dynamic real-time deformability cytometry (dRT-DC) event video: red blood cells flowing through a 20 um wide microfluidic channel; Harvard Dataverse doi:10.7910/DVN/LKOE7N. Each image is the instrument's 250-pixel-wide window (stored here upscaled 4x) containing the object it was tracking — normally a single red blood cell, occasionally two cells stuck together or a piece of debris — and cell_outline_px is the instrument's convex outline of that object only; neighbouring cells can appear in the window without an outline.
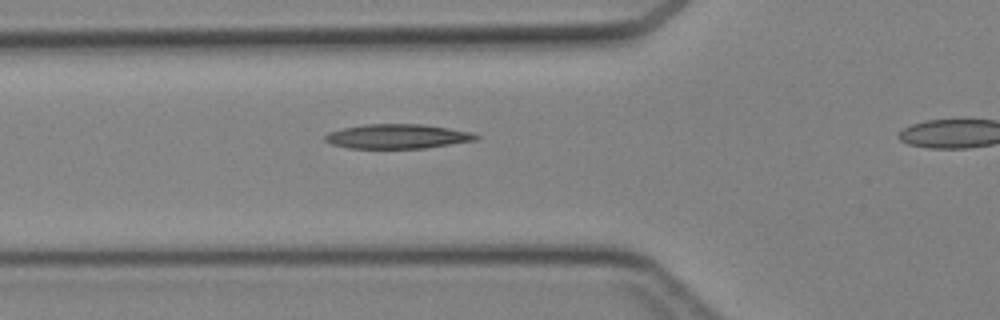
{"species": "Egyptian fruit bat (a non-hibernating species)", "species_latin": "Rousettus aegyptiacus", "temperature_condition": "cold", "stored_images_in_passage": 31, "camera_frame_rate_fps": 3000, "um_per_image_px": 0.085, "animal": {"sex": "female"}, "frame": {"image": 1, "passage_image": 10, "time_ms": 3.0, "image_size_px": [1000, 320], "cell_outline_px": [[480, 136], [476, 140], [424, 148], [348, 148], [332, 144], [324, 140], [324, 136], [328, 132], [344, 128], [364, 124], [424, 124], [472, 132]], "centroid_in_image_um": [33.77, 11.59], "position_along_channel_um": 92.0, "area_um2": 21.44}}
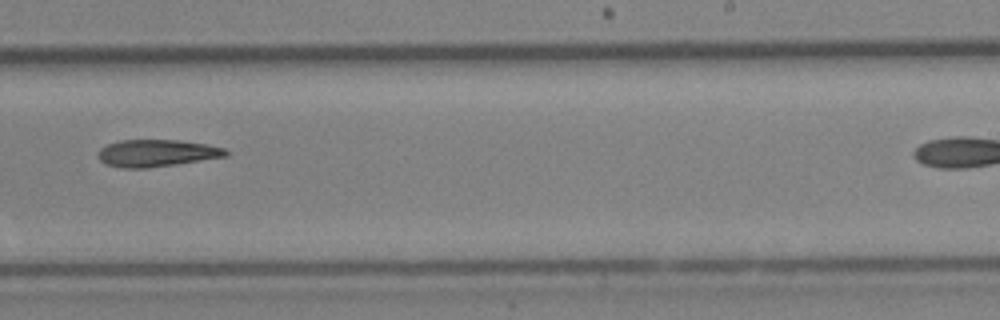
{"frame": {"image": 2, "passage_image": 22, "time_ms": 7.0, "image_size_px": [1000, 320], "cell_outline_px": [[228, 156], [176, 164], [148, 168], [120, 168], [104, 164], [100, 160], [100, 148], [108, 144], [120, 140], [180, 140], [208, 144], [224, 148], [228, 152]], "centroid_in_image_um": [13.34, 13.02], "position_along_channel_um": 275.7, "area_um2": 20.17}}
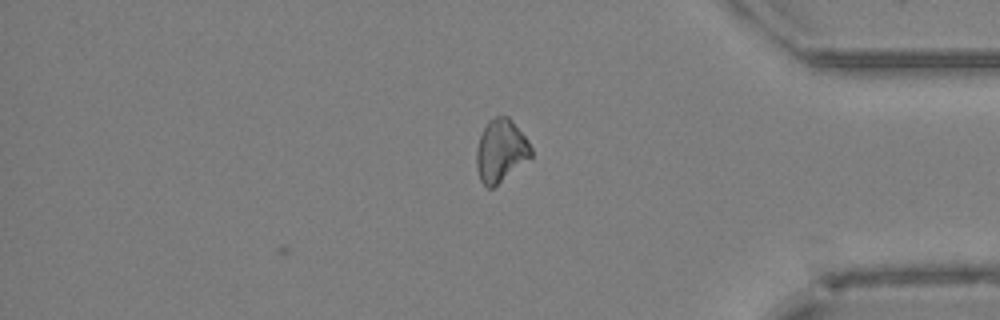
{"frame": {"image": 3, "passage_image": 31, "time_ms": 10.0, "image_size_px": [1000, 320], "cell_outline_px": [[532, 156], [492, 188], [488, 188], [480, 180], [476, 168], [476, 148], [480, 136], [488, 120], [496, 116], [508, 116], [512, 120], [528, 140], [532, 148]], "centroid_in_image_um": [42.55, 12.79], "position_along_channel_um": 392.6, "area_um2": 19.83}}